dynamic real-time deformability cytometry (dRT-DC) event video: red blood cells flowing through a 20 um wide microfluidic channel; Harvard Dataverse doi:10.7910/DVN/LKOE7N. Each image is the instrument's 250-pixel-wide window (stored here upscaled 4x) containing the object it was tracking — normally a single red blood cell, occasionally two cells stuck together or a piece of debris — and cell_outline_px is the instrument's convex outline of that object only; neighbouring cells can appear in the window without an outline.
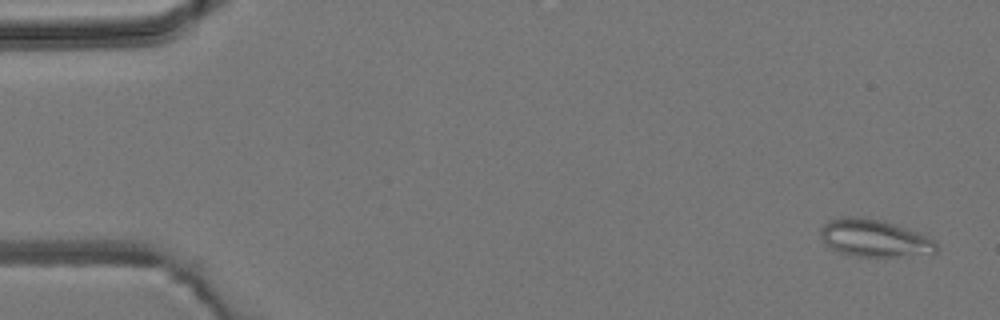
{"species": "common noctule bat (a hibernating species)", "species_latin": "Nyctalus noctula", "temperature_condition": "room temperature", "stored_images_in_passage": 5, "camera_frame_rate_fps": 3000, "um_per_image_px": 0.085, "animal": {"sex": "male", "body_mass_g": 19.2, "forearm_length_mm": 51.8}, "frame": {"image": 1, "passage_image": 1, "time_ms": 0.0, "image_size_px": [1000, 320], "cell_outline_px": [[936, 252], [896, 256], [856, 256], [840, 252], [824, 244], [820, 236], [820, 228], [828, 220], [844, 216], [852, 216], [876, 220], [908, 228], [932, 236], [936, 244]], "centroid_in_image_um": [74.29, 20.23], "position_along_channel_um": 10.7, "area_um2": 24.97}}